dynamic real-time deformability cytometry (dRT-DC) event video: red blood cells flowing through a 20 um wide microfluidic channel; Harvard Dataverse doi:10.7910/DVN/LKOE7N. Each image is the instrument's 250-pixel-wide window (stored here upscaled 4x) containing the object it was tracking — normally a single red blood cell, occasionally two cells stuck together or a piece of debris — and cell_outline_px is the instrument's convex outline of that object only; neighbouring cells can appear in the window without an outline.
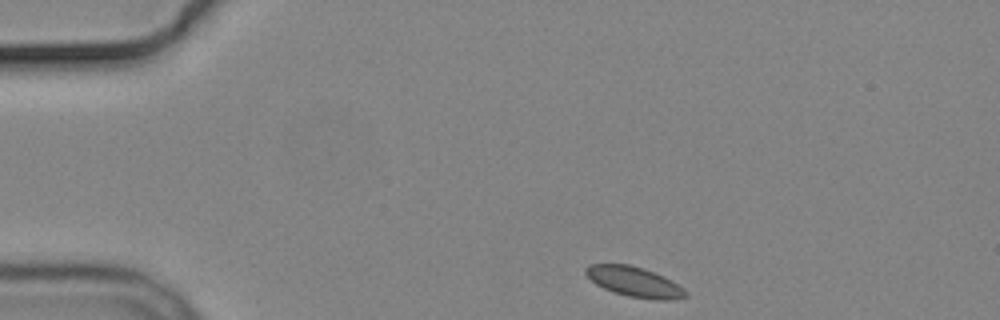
{"species": "common noctule bat (a hibernating species)", "species_latin": "Nyctalus noctula", "temperature_condition": "cold", "stored_images_in_passage": 6, "camera_frame_rate_fps": 3000, "um_per_image_px": 0.085, "animal": {"sex": "male", "body_mass_g": 19.2, "forearm_length_mm": 51.8}, "frame": {"image": 1, "passage_image": 1, "time_ms": 0.0, "image_size_px": [1000, 320], "cell_outline_px": [[688, 296], [668, 300], [656, 300], [628, 296], [612, 292], [596, 284], [584, 272], [584, 268], [588, 264], [628, 264], [644, 268], [684, 288], [688, 292]], "centroid_in_image_um": [53.89, 23.96], "position_along_channel_um": 31.1, "area_um2": 17.28}}
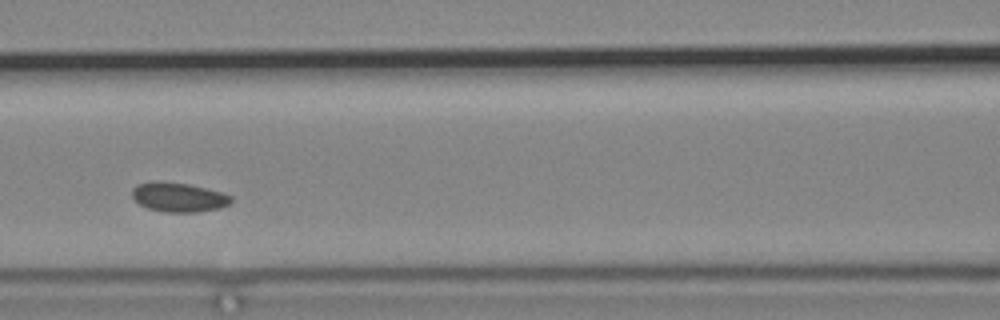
{"frame": {"image": 2, "passage_image": 5, "time_ms": 5.0, "image_size_px": [1000, 320], "cell_outline_px": [[232, 200], [228, 204], [220, 208], [196, 212], [168, 212], [148, 208], [140, 204], [132, 196], [132, 188], [136, 184], [152, 180], [164, 180], [188, 184], [220, 192], [232, 196]], "centroid_in_image_um": [15.14, 16.73], "position_along_channel_um": 151.5, "area_um2": 16.99}}
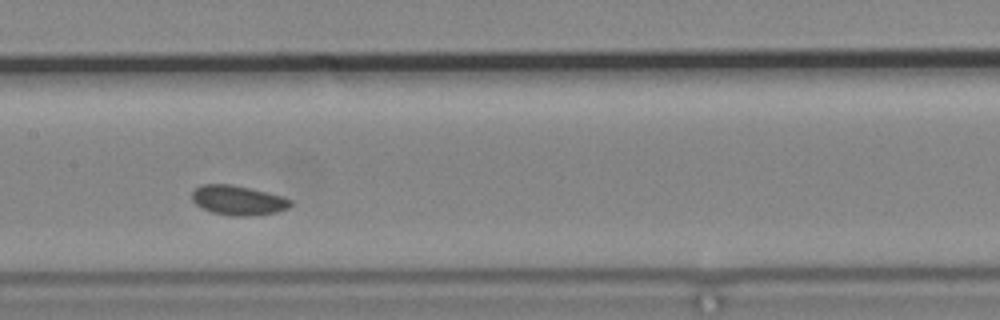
{"frame": {"image": 3, "passage_image": 6, "time_ms": 6.0, "image_size_px": [1000, 320], "cell_outline_px": [[292, 204], [288, 208], [276, 212], [252, 216], [236, 216], [212, 212], [196, 204], [192, 200], [192, 192], [200, 184], [232, 184], [280, 196], [292, 200]], "centroid_in_image_um": [20.22, 17.02], "position_along_channel_um": 187.2, "area_um2": 16.76}}